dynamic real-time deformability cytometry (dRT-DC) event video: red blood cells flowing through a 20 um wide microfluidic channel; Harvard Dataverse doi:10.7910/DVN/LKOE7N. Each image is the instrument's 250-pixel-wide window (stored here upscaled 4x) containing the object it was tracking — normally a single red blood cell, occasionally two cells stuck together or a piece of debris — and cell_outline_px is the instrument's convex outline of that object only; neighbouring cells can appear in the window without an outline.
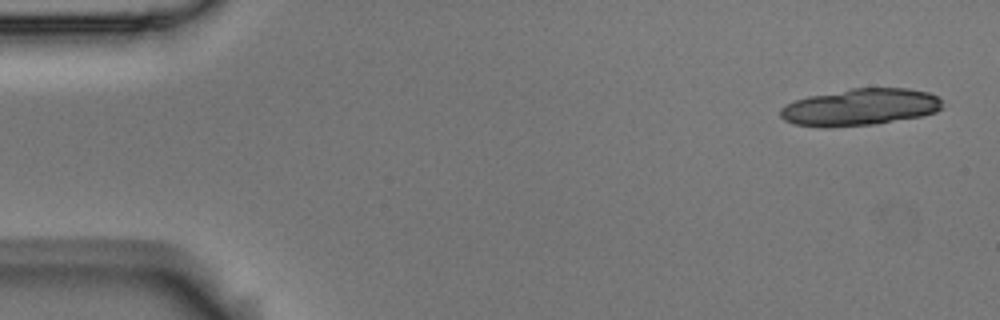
{"species": "Egyptian fruit bat (a non-hibernating species)", "species_latin": "Rousettus aegyptiacus", "temperature_condition": "room temperature", "stored_images_in_passage": 5, "camera_frame_rate_fps": 3000, "um_per_image_px": 0.085, "animal": {"sex": "male"}, "frame": {"image": 1, "passage_image": 1, "time_ms": 0.0, "image_size_px": [1000, 320], "cell_outline_px": [[944, 108], [936, 112], [924, 116], [876, 124], [796, 124], [784, 120], [780, 116], [780, 108], [796, 100], [808, 96], [852, 88], [908, 88], [928, 92], [936, 96], [940, 100]], "centroid_in_image_um": [73.22, 9.06], "position_along_channel_um": 11.8, "area_um2": 33.87}}